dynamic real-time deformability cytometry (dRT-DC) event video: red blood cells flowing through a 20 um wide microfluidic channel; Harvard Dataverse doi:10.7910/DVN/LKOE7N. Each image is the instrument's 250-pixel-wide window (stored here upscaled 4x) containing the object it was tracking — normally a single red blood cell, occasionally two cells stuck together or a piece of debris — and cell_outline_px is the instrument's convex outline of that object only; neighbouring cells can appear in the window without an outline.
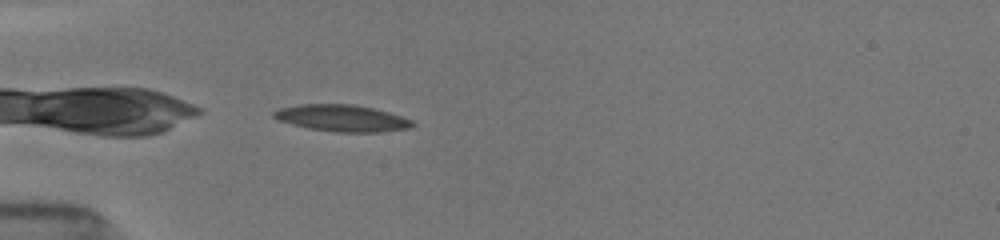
{"species": "common noctule bat (a hibernating species)", "species_latin": "Nyctalus noctula", "temperature_condition": "room temperature", "stored_images_in_passage": 39, "camera_frame_rate_fps": 3000, "um_per_image_px": 0.085, "animal": {"sex": "female", "body_mass_g": 19.5, "forearm_length_mm": 54.1}, "frame": {"image": 1, "passage_image": 1, "time_ms": 0.0, "image_size_px": [1000, 240], "cell_outline_px": [[416, 124], [412, 128], [380, 132], [336, 132], [308, 128], [276, 120], [272, 116], [272, 112], [280, 108], [300, 104], [352, 104], [372, 108], [388, 112], [412, 120]], "centroid_in_image_um": [29.06, 10.05], "position_along_channel_um": 55.9, "area_um2": 21.62}}
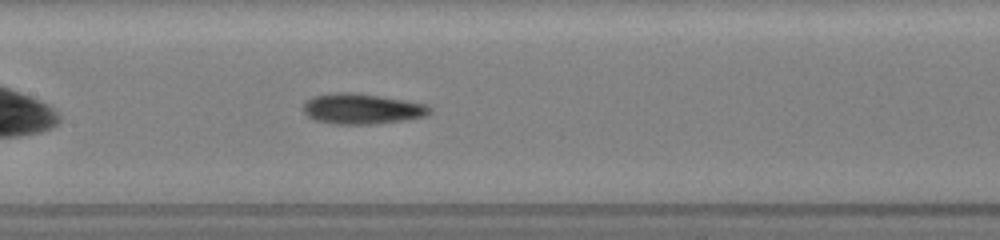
{"frame": {"image": 2, "passage_image": 10, "time_ms": 3.333, "image_size_px": [1000, 240], "cell_outline_px": [[432, 112], [424, 116], [408, 120], [376, 124], [332, 124], [316, 120], [308, 116], [304, 112], [304, 100], [312, 96], [336, 92], [352, 92], [380, 96], [404, 100], [424, 104], [432, 108]], "centroid_in_image_um": [30.75, 9.25], "position_along_channel_um": 176.6, "area_um2": 22.6}}
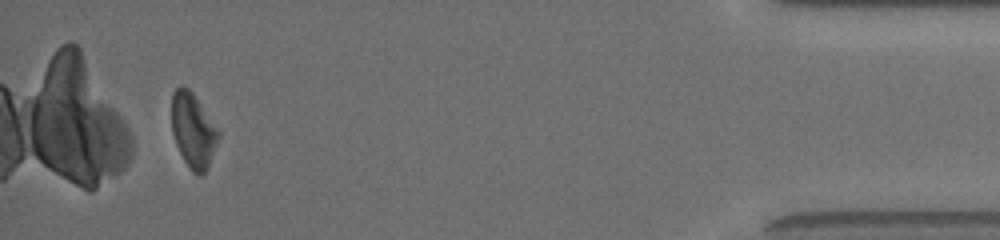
{"frame": {"image": 3, "passage_image": 34, "time_ms": 11.0, "image_size_px": [1000, 240], "cell_outline_px": [[220, 136], [208, 168], [200, 176], [192, 172], [184, 160], [176, 144], [172, 132], [172, 92], [180, 84], [184, 84], [192, 92], [220, 132]], "centroid_in_image_um": [16.41, 11.08], "position_along_channel_um": 418.8, "area_um2": 20.29}, "authors_computed_cell_mechanics": {"area_um2": 21.3282, "velocity_mm_per_s": 3.9765, "shape_relaxation_time_tau1_ms": 6.2572, "shape_relaxation_time_tau2_ms": 3.7682, "deformation_change_tau1": 0.1518, "deformation_change_tau2": 0.1208}}